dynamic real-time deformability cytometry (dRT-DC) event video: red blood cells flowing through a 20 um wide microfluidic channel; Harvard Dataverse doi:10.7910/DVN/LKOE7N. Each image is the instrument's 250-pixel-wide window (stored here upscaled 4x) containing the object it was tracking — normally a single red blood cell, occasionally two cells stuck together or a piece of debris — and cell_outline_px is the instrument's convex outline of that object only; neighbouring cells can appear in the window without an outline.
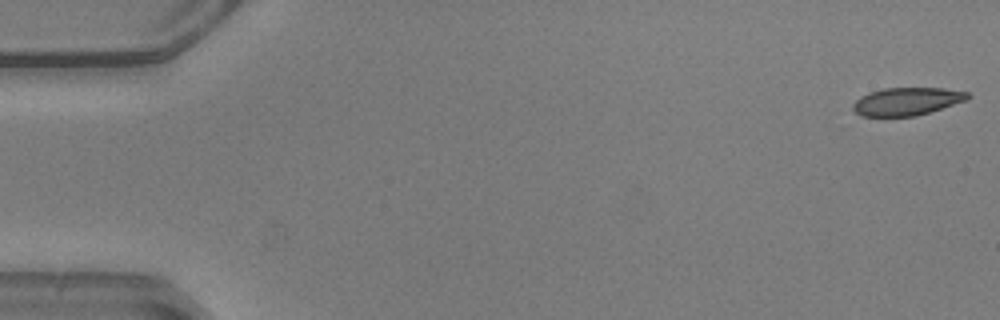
{"species": "common noctule bat (a hibernating species)", "species_latin": "Nyctalus noctula", "temperature_condition": "warm", "stored_images_in_passage": 12, "camera_frame_rate_fps": 3000, "um_per_image_px": 0.085, "animal": {"sex": "male", "body_mass_g": 20.5, "forearm_length_mm": 52.5}, "frame": {"image": 1, "passage_image": 1, "time_ms": 0.0, "image_size_px": [1000, 320], "cell_outline_px": [[972, 96], [964, 100], [916, 116], [860, 116], [852, 108], [852, 104], [860, 96], [868, 92], [884, 88], [944, 88], [968, 92]], "centroid_in_image_um": [77.03, 8.61], "position_along_channel_um": 8.0, "area_um2": 18.44}}